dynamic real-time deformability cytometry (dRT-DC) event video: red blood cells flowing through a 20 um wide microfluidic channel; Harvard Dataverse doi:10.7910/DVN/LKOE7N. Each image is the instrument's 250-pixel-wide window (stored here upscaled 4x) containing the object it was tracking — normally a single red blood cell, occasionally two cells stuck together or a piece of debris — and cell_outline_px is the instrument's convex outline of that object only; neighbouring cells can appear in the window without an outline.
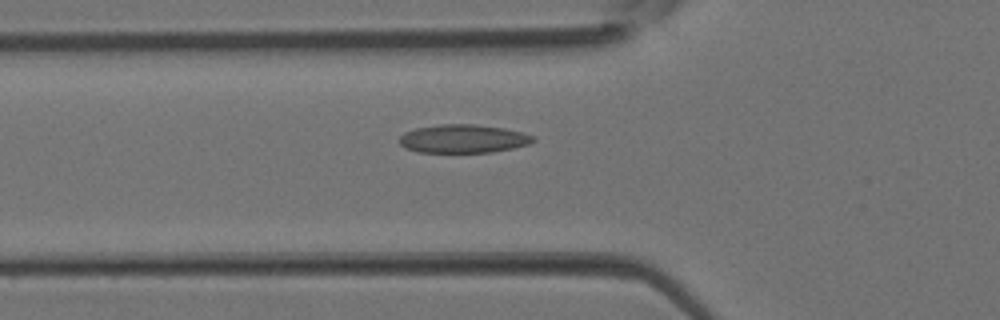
{"species": "Egyptian fruit bat (a non-hibernating species)", "species_latin": "Rousettus aegyptiacus", "temperature_condition": "room temperature", "stored_images_in_passage": 30, "segment_of_instrument_passage": [1, 2], "camera_frame_rate_fps": 3000, "um_per_image_px": 0.085, "animal": {"sex": "female"}, "frame": {"image": 1, "passage_image": 4, "time_ms": 1.0, "image_size_px": [1000, 320], "cell_outline_px": [[536, 140], [528, 144], [512, 148], [492, 152], [416, 152], [404, 148], [400, 144], [400, 136], [404, 132], [416, 128], [440, 124], [472, 124], [504, 128], [536, 136]], "centroid_in_image_um": [39.36, 11.79], "position_along_channel_um": 86.4, "area_um2": 22.14}}
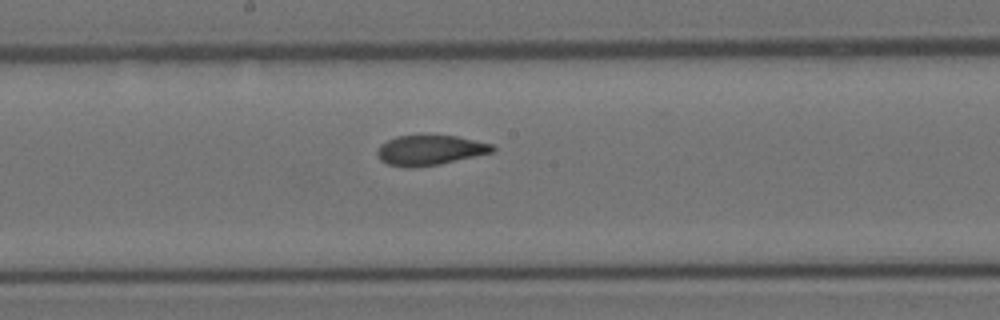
{"frame": {"image": 2, "passage_image": 11, "time_ms": 3.333, "image_size_px": [1000, 320], "cell_outline_px": [[496, 148], [492, 152], [440, 164], [412, 168], [404, 168], [388, 164], [380, 160], [376, 152], [380, 144], [396, 136], [456, 136], [492, 144]], "centroid_in_image_um": [36.5, 12.78], "position_along_channel_um": 211.7, "area_um2": 20.0}}
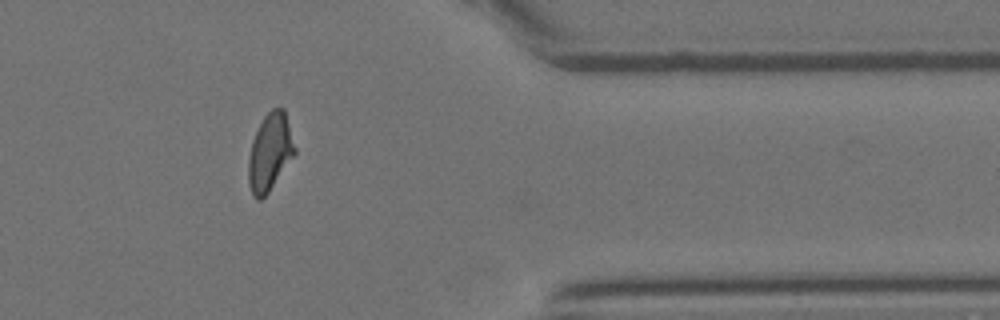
{"frame": {"image": 3, "passage_image": 22, "time_ms": 7.0, "image_size_px": [1000, 320], "cell_outline_px": [[296, 152], [268, 192], [260, 200], [256, 200], [252, 196], [248, 184], [248, 160], [252, 140], [264, 116], [272, 108], [284, 108], [296, 148]], "centroid_in_image_um": [22.93, 12.95], "position_along_channel_um": 388.5, "area_um2": 20.75}}